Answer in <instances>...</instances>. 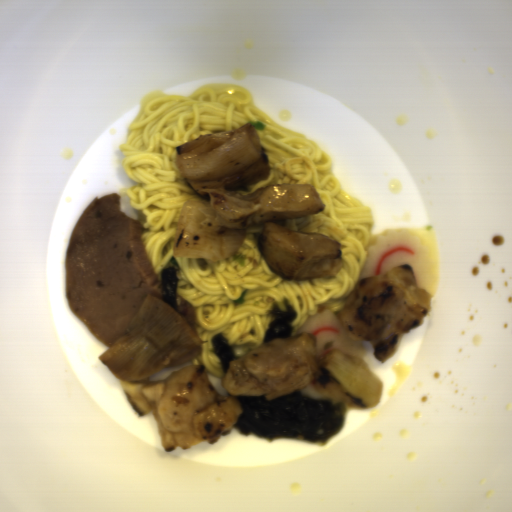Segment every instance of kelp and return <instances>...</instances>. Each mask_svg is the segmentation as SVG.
<instances>
[{"instance_id":"kelp-1","label":"kelp","mask_w":512,"mask_h":512,"mask_svg":"<svg viewBox=\"0 0 512 512\" xmlns=\"http://www.w3.org/2000/svg\"><path fill=\"white\" fill-rule=\"evenodd\" d=\"M242 411L233 426L245 435L272 443L275 438L328 442L343 426L349 406L342 399L312 398L302 388L267 400L263 396H237Z\"/></svg>"},{"instance_id":"kelp-5","label":"kelp","mask_w":512,"mask_h":512,"mask_svg":"<svg viewBox=\"0 0 512 512\" xmlns=\"http://www.w3.org/2000/svg\"><path fill=\"white\" fill-rule=\"evenodd\" d=\"M247 290L245 289L233 302V304L235 306H239V305H242L244 304L245 300H246V294H247Z\"/></svg>"},{"instance_id":"kelp-2","label":"kelp","mask_w":512,"mask_h":512,"mask_svg":"<svg viewBox=\"0 0 512 512\" xmlns=\"http://www.w3.org/2000/svg\"><path fill=\"white\" fill-rule=\"evenodd\" d=\"M299 315L285 296L281 302H273L269 311V324L262 337V346L273 339L292 338L294 324Z\"/></svg>"},{"instance_id":"kelp-4","label":"kelp","mask_w":512,"mask_h":512,"mask_svg":"<svg viewBox=\"0 0 512 512\" xmlns=\"http://www.w3.org/2000/svg\"><path fill=\"white\" fill-rule=\"evenodd\" d=\"M211 349L219 358L222 370L225 376L230 368V362L241 359L236 355L235 347L229 342L228 338L220 331L209 338Z\"/></svg>"},{"instance_id":"kelp-3","label":"kelp","mask_w":512,"mask_h":512,"mask_svg":"<svg viewBox=\"0 0 512 512\" xmlns=\"http://www.w3.org/2000/svg\"><path fill=\"white\" fill-rule=\"evenodd\" d=\"M181 267L175 258L159 269V285L161 300L169 304L177 313V299Z\"/></svg>"}]
</instances>
